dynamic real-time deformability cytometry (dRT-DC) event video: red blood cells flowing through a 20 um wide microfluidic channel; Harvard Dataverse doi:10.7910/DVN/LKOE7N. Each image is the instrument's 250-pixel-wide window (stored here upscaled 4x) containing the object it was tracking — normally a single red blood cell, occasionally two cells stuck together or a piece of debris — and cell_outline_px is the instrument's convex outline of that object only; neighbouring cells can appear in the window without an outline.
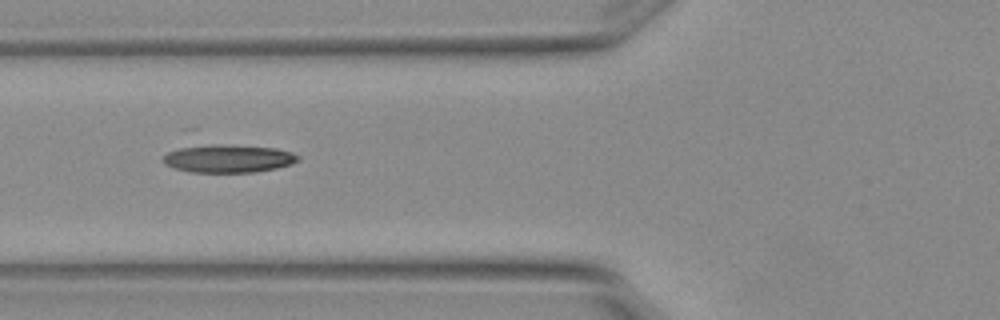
{"species": "Egyptian fruit bat (a non-hibernating species)", "species_latin": "Rousettus aegyptiacus", "temperature_condition": "warm", "stored_images_in_passage": 6, "camera_frame_rate_fps": 3000, "um_per_image_px": 0.085, "animal": {"sex": "female"}, "frame": {"image": 1, "passage_image": 3, "time_ms": 0.667, "image_size_px": [1000, 320], "cell_outline_px": [[300, 160], [292, 164], [276, 168], [252, 172], [192, 172], [176, 168], [164, 164], [164, 156], [168, 152], [192, 144], [228, 144], [276, 148], [300, 156]], "centroid_in_image_um": [19.4, 13.46], "position_along_channel_um": 106.4, "area_um2": 22.08}}
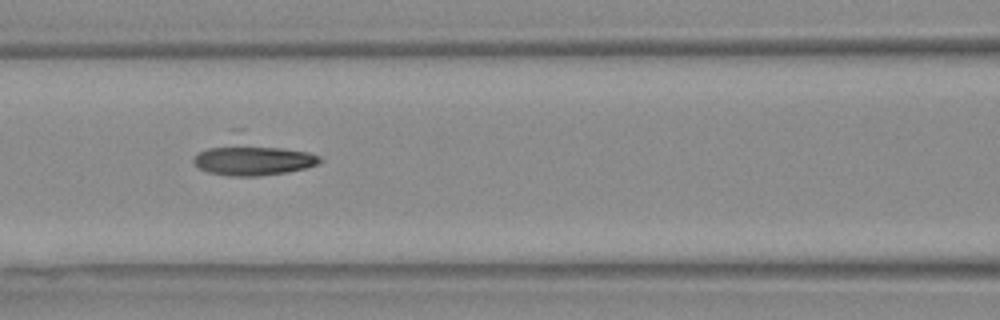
{"frame": {"image": 2, "passage_image": 4, "time_ms": 1.0, "image_size_px": [1000, 320], "cell_outline_px": [[320, 160], [316, 164], [304, 168], [288, 172], [260, 176], [228, 176], [208, 172], [200, 168], [192, 160], [200, 152], [208, 148], [232, 144], [244, 144], [280, 148], [308, 152], [320, 156]], "centroid_in_image_um": [21.49, 13.62], "position_along_channel_um": 145.1, "area_um2": 21.91}}
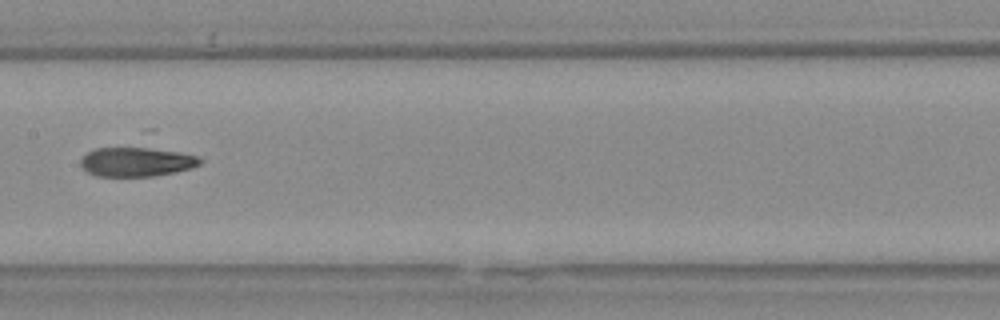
{"frame": {"image": 3, "passage_image": 5, "time_ms": 1.333, "image_size_px": [1000, 320], "cell_outline_px": [[204, 160], [200, 164], [192, 168], [176, 172], [152, 176], [96, 176], [88, 172], [80, 164], [80, 160], [88, 152], [96, 148], [148, 148], [180, 152], [196, 156]], "centroid_in_image_um": [11.62, 13.76], "position_along_channel_um": 195.8, "area_um2": 20.17}}